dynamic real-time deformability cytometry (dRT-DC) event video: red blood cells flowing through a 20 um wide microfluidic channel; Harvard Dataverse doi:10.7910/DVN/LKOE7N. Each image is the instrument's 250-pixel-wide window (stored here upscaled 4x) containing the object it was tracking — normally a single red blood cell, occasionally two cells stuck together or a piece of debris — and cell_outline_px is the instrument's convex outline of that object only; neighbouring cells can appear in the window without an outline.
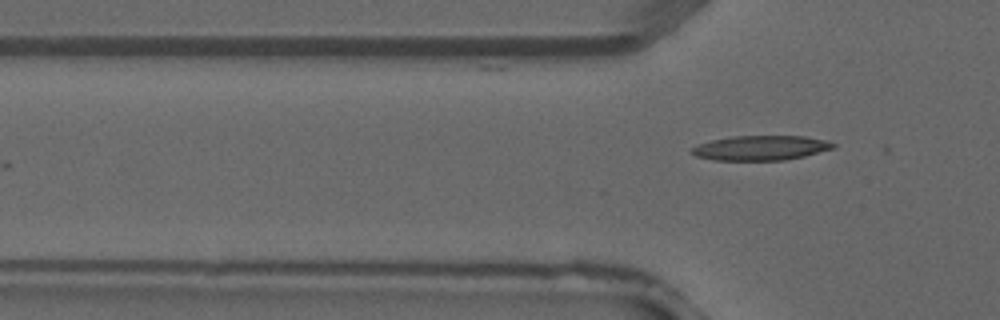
{"species": "common noctule bat (a hibernating species)", "species_latin": "Nyctalus noctula", "temperature_condition": "warm", "stored_images_in_passage": 3, "camera_frame_rate_fps": 3000, "um_per_image_px": 0.085, "animal": {"sex": "male", "forearm_length_mm": 52.5}, "frame": {"image": 1, "passage_image": 3, "time_ms": 0.667, "image_size_px": [1000, 320], "cell_outline_px": [[836, 148], [804, 156], [784, 160], [712, 160], [696, 156], [692, 152], [692, 148], [700, 144], [712, 140], [732, 136], [804, 136], [828, 140], [836, 144]], "centroid_in_image_um": [64.72, 12.57], "position_along_channel_um": 61.1, "area_um2": 20.35}}